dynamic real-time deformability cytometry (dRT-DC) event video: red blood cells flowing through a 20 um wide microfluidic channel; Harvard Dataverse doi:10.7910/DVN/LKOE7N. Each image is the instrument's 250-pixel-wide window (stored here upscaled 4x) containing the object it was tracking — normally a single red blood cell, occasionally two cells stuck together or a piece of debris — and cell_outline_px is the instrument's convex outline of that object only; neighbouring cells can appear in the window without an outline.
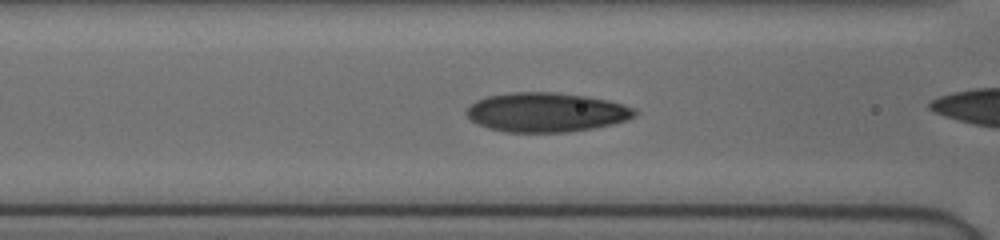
{"species": "human", "species_latin": "Homo sapiens", "temperature_condition": "cold", "stored_images_in_passage": 47, "camera_frame_rate_fps": 3000, "um_per_image_px": 0.085, "donor": {"sex": "female"}, "frame": {"image": 1, "passage_image": 26, "time_ms": 8.333, "image_size_px": [1000, 240], "cell_outline_px": [[640, 112], [636, 116], [628, 120], [612, 124], [592, 128], [568, 132], [504, 132], [488, 128], [476, 124], [464, 112], [476, 100], [488, 96], [512, 92], [556, 92], [584, 96], [608, 100], [632, 108]], "centroid_in_image_um": [46.42, 9.55], "position_along_channel_um": 120.2, "area_um2": 38.55}}
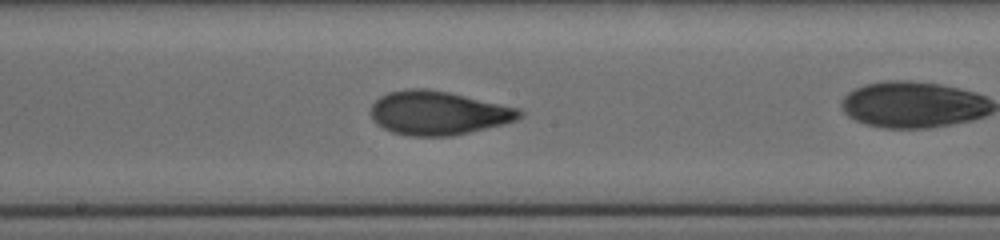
{"frame": {"image": 2, "passage_image": 33, "time_ms": 10.667, "image_size_px": [1000, 240], "cell_outline_px": [[524, 112], [516, 120], [504, 124], [452, 136], [408, 136], [392, 132], [376, 124], [372, 120], [372, 104], [380, 96], [388, 92], [408, 88], [428, 88], [448, 92], [520, 108]], "centroid_in_image_um": [37.24, 9.6], "position_along_channel_um": 211.0, "area_um2": 38.03}}
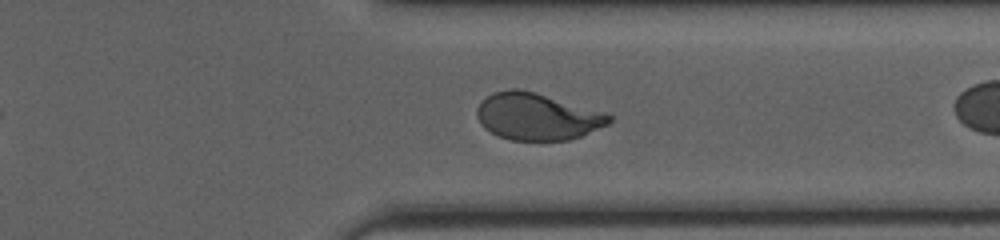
{"frame": {"image": 3, "passage_image": 45, "time_ms": 14.667, "image_size_px": [1000, 240], "cell_outline_px": [[612, 120], [608, 124], [580, 136], [568, 140], [512, 140], [500, 136], [484, 128], [480, 124], [476, 116], [476, 108], [480, 100], [492, 92], [508, 88], [516, 88], [536, 92], [604, 112], [612, 116]], "centroid_in_image_um": [45.6, 9.88], "position_along_channel_um": 365.8, "area_um2": 36.24}}